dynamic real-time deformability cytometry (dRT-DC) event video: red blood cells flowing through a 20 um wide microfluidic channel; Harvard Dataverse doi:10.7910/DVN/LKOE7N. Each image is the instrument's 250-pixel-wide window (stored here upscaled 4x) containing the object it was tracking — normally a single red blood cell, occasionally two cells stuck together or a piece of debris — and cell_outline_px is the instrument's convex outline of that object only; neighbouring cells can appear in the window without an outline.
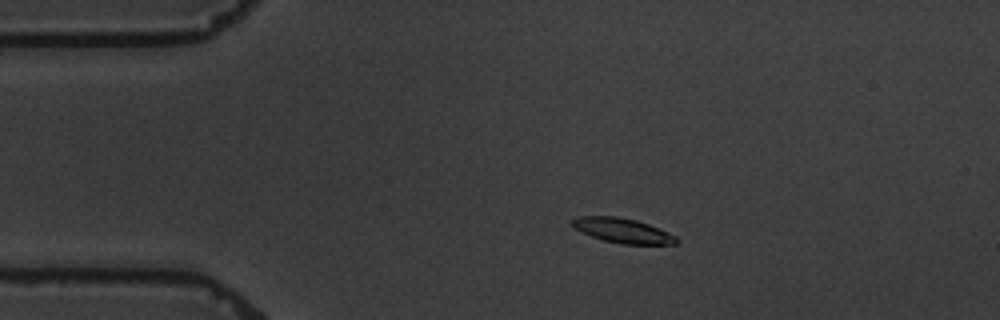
{"species": "common noctule bat (a hibernating species)", "species_latin": "Nyctalus noctula", "temperature_condition": "warm", "stored_images_in_passage": 4, "camera_frame_rate_fps": 3000, "um_per_image_px": 0.085, "animal": {"sex": "male", "body_mass_g": 19.5, "forearm_length_mm": 54.6}, "frame": {"image": 1, "passage_image": 3, "time_ms": 2.333, "image_size_px": [1000, 320], "cell_outline_px": [[680, 240], [676, 244], [620, 244], [604, 240], [592, 236], [576, 228], [572, 224], [572, 220], [576, 216], [616, 216], [636, 220], [648, 224], [676, 236]], "centroid_in_image_um": [52.95, 19.6], "position_along_channel_um": 32.0, "area_um2": 14.8}}